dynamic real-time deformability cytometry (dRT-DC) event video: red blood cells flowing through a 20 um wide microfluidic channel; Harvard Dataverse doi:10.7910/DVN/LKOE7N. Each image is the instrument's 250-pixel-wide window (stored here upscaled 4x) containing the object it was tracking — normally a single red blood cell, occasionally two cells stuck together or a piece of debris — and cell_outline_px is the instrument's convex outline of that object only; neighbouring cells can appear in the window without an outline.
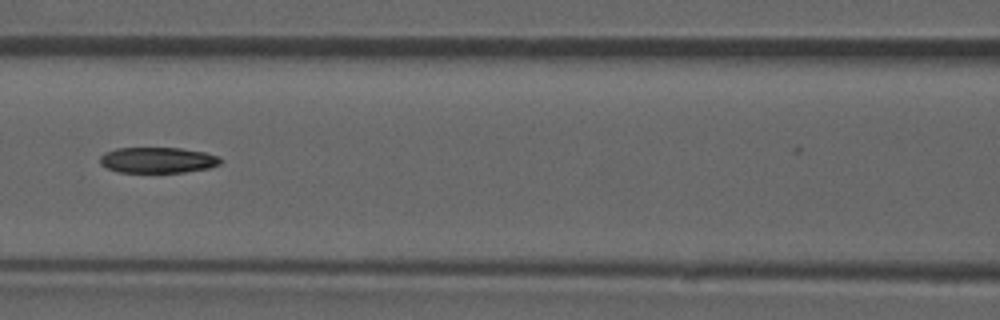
{"species": "common noctule bat (a hibernating species)", "species_latin": "Nyctalus noctula", "temperature_condition": "room temperature", "stored_images_in_passage": 51, "camera_frame_rate_fps": 3000, "um_per_image_px": 0.085, "animal": {"sex": "male", "forearm_length_mm": 52.5}, "frame": {"image": 1, "passage_image": 22, "time_ms": 7.0, "image_size_px": [1000, 320], "cell_outline_px": [[224, 160], [220, 164], [208, 168], [184, 172], [120, 172], [108, 168], [100, 164], [100, 156], [104, 152], [116, 148], [180, 148], [204, 152], [216, 156]], "centroid_in_image_um": [13.39, 13.6], "position_along_channel_um": 153.2, "area_um2": 18.03}, "authors_computed_cell_mechanics": {"area_um2": 19.4208, "velocity_mm_per_s": 3.8742, "shape_relaxation_time_tau1_ms": null, "shape_relaxation_time_tau2_ms": 9.9349, "deformation_change_tau1": null, "deformation_change_tau2": 0.236}}